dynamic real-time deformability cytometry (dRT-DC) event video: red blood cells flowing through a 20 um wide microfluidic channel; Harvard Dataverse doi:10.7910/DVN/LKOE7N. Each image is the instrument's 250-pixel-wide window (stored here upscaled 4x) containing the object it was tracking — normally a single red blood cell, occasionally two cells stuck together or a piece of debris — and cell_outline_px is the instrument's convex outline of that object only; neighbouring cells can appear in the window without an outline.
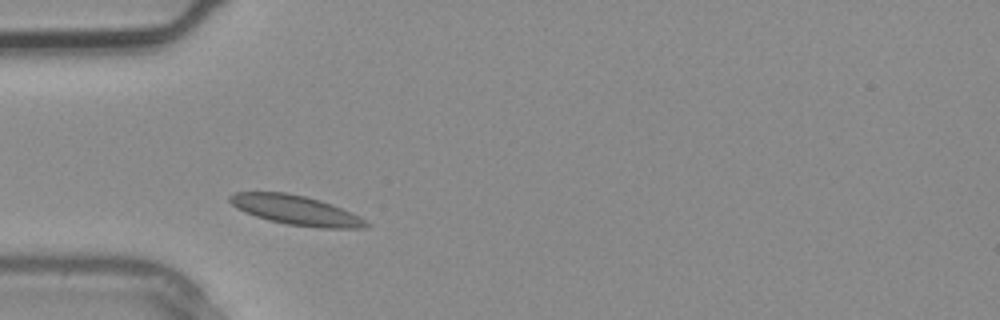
{"species": "common noctule bat (a hibernating species)", "species_latin": "Nyctalus noctula", "temperature_condition": "warm", "stored_images_in_passage": 2, "camera_frame_rate_fps": 3000, "um_per_image_px": 0.085, "animal": {"sex": "male", "body_mass_g": 20.4}, "frame": {"image": 1, "passage_image": 1, "time_ms": 0.0, "image_size_px": [1000, 320], "cell_outline_px": [[372, 224], [364, 228], [320, 228], [288, 224], [268, 220], [244, 212], [236, 208], [228, 200], [228, 196], [236, 192], [284, 192], [304, 196], [320, 200], [332, 204], [360, 216]], "centroid_in_image_um": [25.16, 17.87], "position_along_channel_um": 59.8, "area_um2": 23.47}}
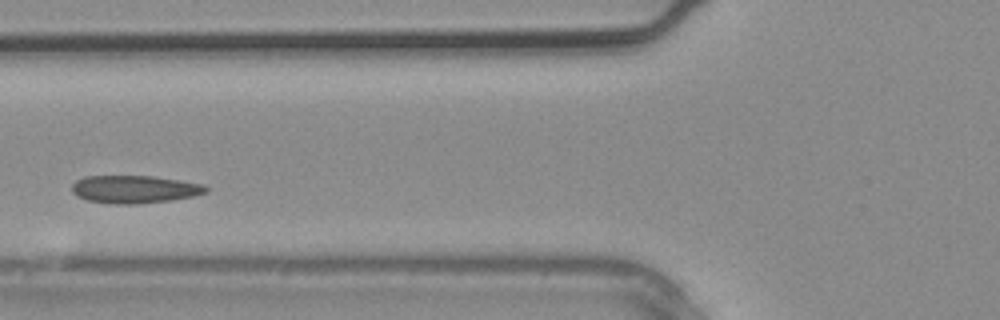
{"frame": {"image": 2, "passage_image": 2, "time_ms": 0.333, "image_size_px": [1000, 320], "cell_outline_px": [[208, 192], [192, 196], [172, 200], [136, 204], [116, 204], [88, 200], [76, 196], [72, 192], [72, 184], [76, 180], [84, 176], [152, 176], [204, 184], [208, 188]], "centroid_in_image_um": [11.42, 16.08], "position_along_channel_um": 114.4, "area_um2": 21.68}}